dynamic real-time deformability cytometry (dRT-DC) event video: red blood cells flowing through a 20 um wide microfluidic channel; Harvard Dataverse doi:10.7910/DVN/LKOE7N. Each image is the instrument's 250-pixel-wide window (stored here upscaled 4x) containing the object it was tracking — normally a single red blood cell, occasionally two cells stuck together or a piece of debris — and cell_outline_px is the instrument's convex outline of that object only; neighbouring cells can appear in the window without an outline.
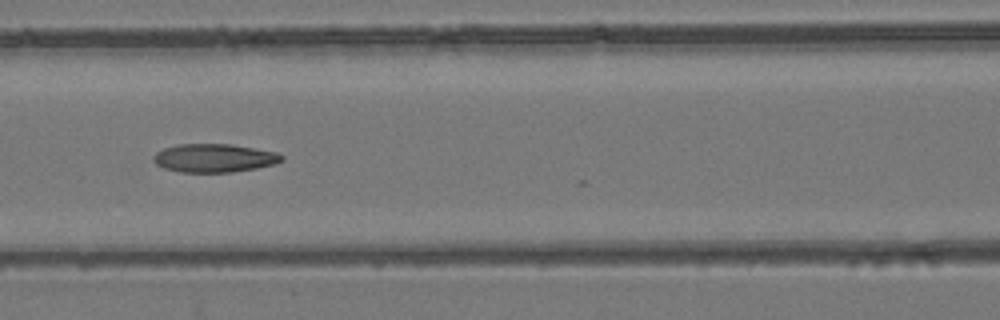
{"species": "common noctule bat (a hibernating species)", "species_latin": "Nyctalus noctula", "temperature_condition": "room temperature", "stored_images_in_passage": 7, "camera_frame_rate_fps": 3000, "um_per_image_px": 0.085, "animal": {"sex": "female", "body_mass_g": 24.6, "forearm_length_mm": 56.2}, "frame": {"image": 1, "passage_image": 5, "time_ms": 1.333, "image_size_px": [1000, 320], "cell_outline_px": [[284, 160], [276, 164], [256, 168], [232, 172], [180, 172], [164, 168], [156, 164], [152, 160], [152, 156], [156, 152], [164, 148], [176, 144], [232, 144], [276, 152], [284, 156]], "centroid_in_image_um": [18.2, 13.43], "position_along_channel_um": 148.4, "area_um2": 21.39}}
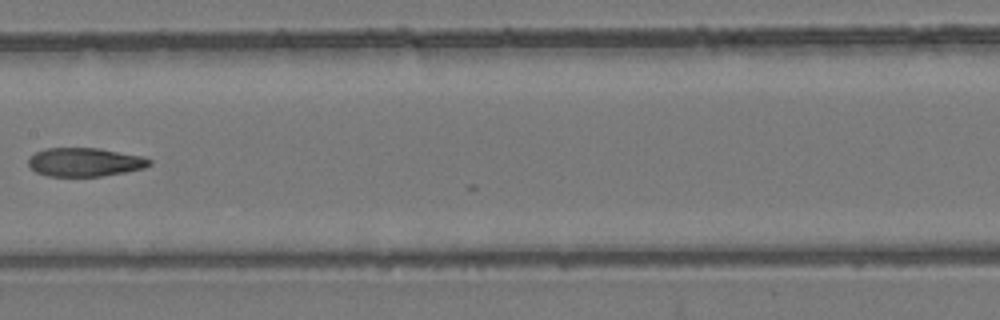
{"frame": {"image": 2, "passage_image": 6, "time_ms": 1.667, "image_size_px": [1000, 320], "cell_outline_px": [[152, 164], [144, 168], [124, 172], [100, 176], [48, 176], [36, 172], [28, 164], [28, 156], [44, 148], [100, 148], [144, 156], [152, 160]], "centroid_in_image_um": [7.22, 13.77], "position_along_channel_um": 200.2, "area_um2": 20.35}}
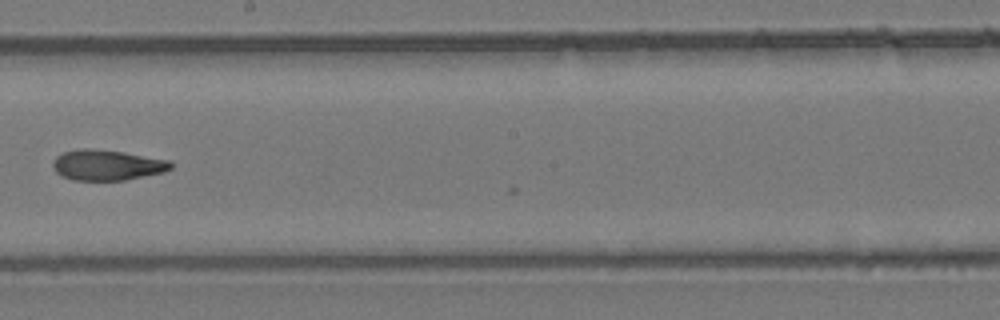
{"frame": {"image": 3, "passage_image": 7, "time_ms": 2.0, "image_size_px": [1000, 320], "cell_outline_px": [[172, 168], [164, 172], [124, 180], [72, 180], [60, 176], [52, 168], [52, 164], [56, 156], [64, 152], [80, 148], [88, 148], [124, 152], [172, 160]], "centroid_in_image_um": [9.1, 14.03], "position_along_channel_um": 239.1, "area_um2": 21.15}}